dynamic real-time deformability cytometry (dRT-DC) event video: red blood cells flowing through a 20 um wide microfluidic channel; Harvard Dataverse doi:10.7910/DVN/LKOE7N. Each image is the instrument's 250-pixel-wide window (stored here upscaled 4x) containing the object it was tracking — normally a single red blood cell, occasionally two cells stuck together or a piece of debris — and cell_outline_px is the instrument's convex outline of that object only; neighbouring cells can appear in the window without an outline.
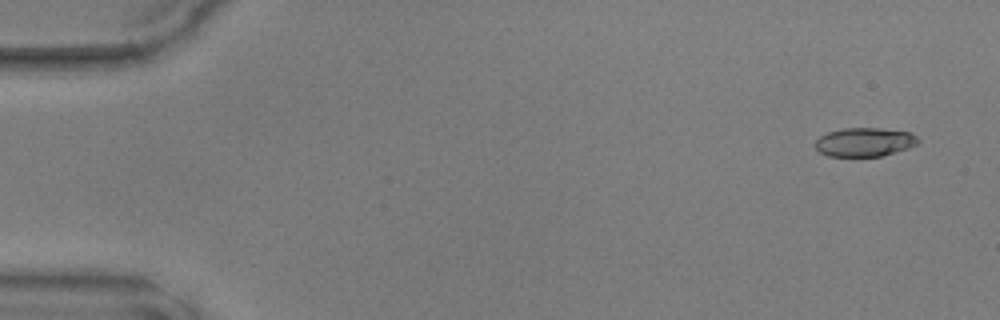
{"species": "common noctule bat (a hibernating species)", "species_latin": "Nyctalus noctula", "temperature_condition": "warm", "stored_images_in_passage": 44, "camera_frame_rate_fps": 3000, "um_per_image_px": 0.085, "animal": {"sex": "male", "body_mass_g": 17.9, "forearm_length_mm": 54.2}, "frame": {"image": 1, "passage_image": 1, "time_ms": 0.0, "image_size_px": [1000, 320], "cell_outline_px": [[920, 140], [916, 144], [908, 148], [880, 156], [828, 156], [820, 152], [816, 148], [816, 140], [820, 136], [828, 132], [844, 128], [880, 128], [908, 132], [916, 136]], "centroid_in_image_um": [73.48, 12.07], "position_along_channel_um": 11.5, "area_um2": 17.05}}
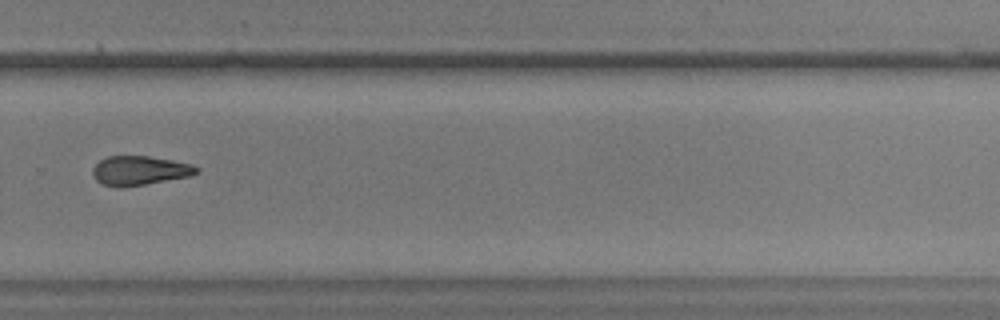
{"frame": {"image": 2, "passage_image": 32, "time_ms": 10.333, "image_size_px": [1000, 320], "cell_outline_px": [[200, 172], [188, 176], [144, 184], [120, 188], [116, 188], [104, 184], [96, 180], [92, 172], [92, 168], [100, 160], [108, 156], [148, 156], [172, 160], [192, 164], [200, 168]], "centroid_in_image_um": [11.86, 14.49], "position_along_channel_um": 317.9, "area_um2": 17.63}}
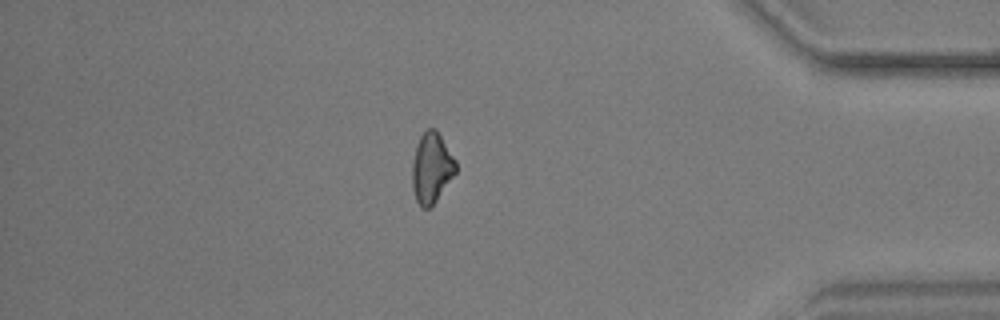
{"frame": {"image": 3, "passage_image": 40, "time_ms": 13.0, "image_size_px": [1000, 320], "cell_outline_px": [[456, 172], [436, 200], [428, 208], [420, 208], [416, 200], [412, 188], [412, 164], [416, 144], [420, 136], [428, 128], [436, 128], [456, 160]], "centroid_in_image_um": [36.67, 14.25], "position_along_channel_um": 398.5, "area_um2": 17.86}}